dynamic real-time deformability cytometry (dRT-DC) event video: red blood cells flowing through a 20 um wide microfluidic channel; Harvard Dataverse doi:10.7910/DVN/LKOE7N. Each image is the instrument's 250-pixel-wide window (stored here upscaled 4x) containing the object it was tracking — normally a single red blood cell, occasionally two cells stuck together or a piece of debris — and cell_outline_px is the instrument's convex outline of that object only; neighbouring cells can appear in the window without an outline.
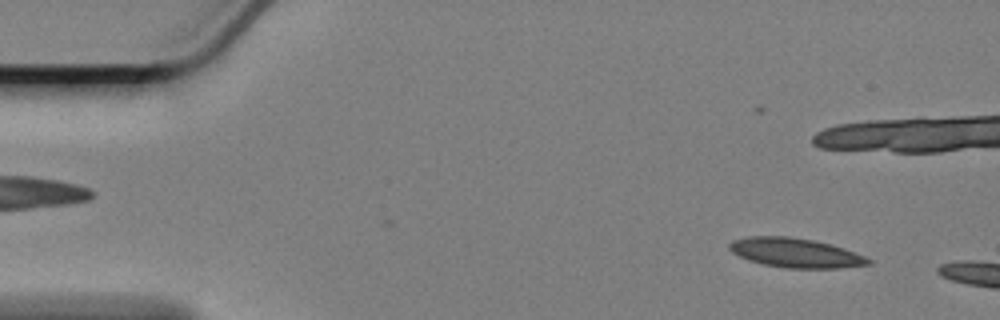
{"species": "Egyptian fruit bat (a non-hibernating species)", "species_latin": "Rousettus aegyptiacus", "temperature_condition": "cold", "stored_images_in_passage": 9, "camera_frame_rate_fps": 3000, "um_per_image_px": 0.085, "animal": {"sex": "female"}, "frame": {"image": 1, "passage_image": 4, "time_ms": 1.0, "image_size_px": [1000, 320], "cell_outline_px": [[872, 264], [840, 268], [788, 268], [764, 264], [748, 260], [732, 252], [728, 248], [728, 244], [732, 240], [748, 236], [788, 236], [812, 240], [832, 244], [844, 248], [864, 256], [872, 260]], "centroid_in_image_um": [67.61, 21.48], "position_along_channel_um": 17.4, "area_um2": 23.81}}